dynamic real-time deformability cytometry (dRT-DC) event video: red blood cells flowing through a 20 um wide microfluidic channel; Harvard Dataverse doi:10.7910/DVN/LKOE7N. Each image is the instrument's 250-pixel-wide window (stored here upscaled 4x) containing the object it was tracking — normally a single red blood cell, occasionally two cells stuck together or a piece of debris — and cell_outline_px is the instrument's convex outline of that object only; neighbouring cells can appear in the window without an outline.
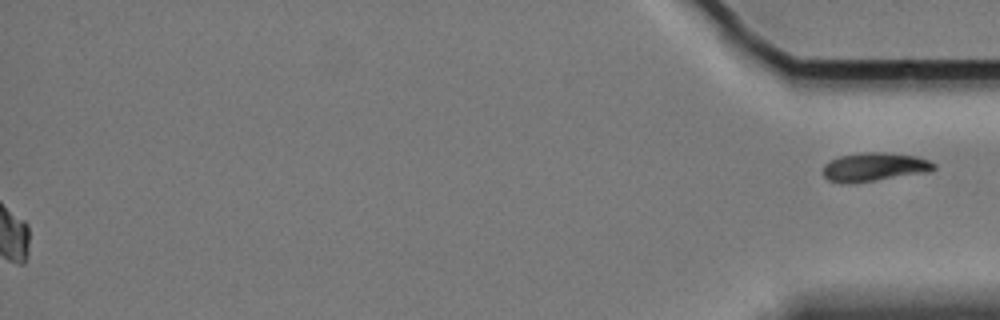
{"species": "Egyptian fruit bat (a non-hibernating species)", "species_latin": "Rousettus aegyptiacus", "temperature_condition": "cold", "stored_images_in_passage": 42, "segment_of_instrument_passage": [2, 2], "camera_frame_rate_fps": 3000, "um_per_image_px": 0.085, "animal": {"sex": "female"}, "frame": {"image": 1, "passage_image": 42, "time_ms": 13.667, "image_size_px": [1000, 320], "cell_outline_px": [[936, 168], [872, 180], [828, 180], [824, 176], [824, 164], [828, 160], [840, 156], [860, 152], [884, 152], [920, 156], [936, 164]], "centroid_in_image_um": [74.29, 14.1], "position_along_channel_um": 360.9, "area_um2": 17.28}}